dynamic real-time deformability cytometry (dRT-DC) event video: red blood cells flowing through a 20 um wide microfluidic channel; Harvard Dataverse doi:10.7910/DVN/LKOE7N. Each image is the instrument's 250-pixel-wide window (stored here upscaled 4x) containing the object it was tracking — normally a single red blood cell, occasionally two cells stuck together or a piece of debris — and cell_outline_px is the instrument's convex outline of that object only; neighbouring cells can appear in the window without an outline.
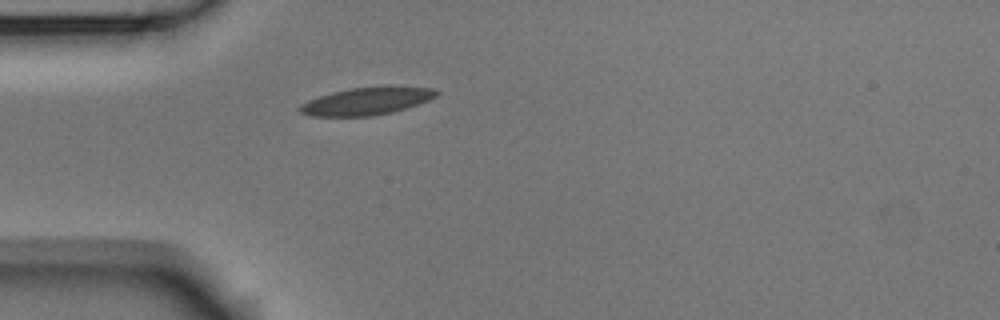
{"species": "Egyptian fruit bat (a non-hibernating species)", "species_latin": "Rousettus aegyptiacus", "temperature_condition": "room temperature", "stored_images_in_passage": 1, "camera_frame_rate_fps": 3000, "um_per_image_px": 0.085, "animal": {"sex": "male"}, "frame": {"image": 1, "passage_image": 1, "time_ms": 0.0, "image_size_px": [1000, 320], "cell_outline_px": [[440, 92], [436, 96], [428, 100], [392, 112], [372, 116], [308, 116], [300, 112], [296, 108], [300, 104], [308, 100], [332, 92], [352, 88], [384, 84], [396, 84], [436, 88]], "centroid_in_image_um": [31.21, 8.55], "position_along_channel_um": 53.8, "area_um2": 22.6}}